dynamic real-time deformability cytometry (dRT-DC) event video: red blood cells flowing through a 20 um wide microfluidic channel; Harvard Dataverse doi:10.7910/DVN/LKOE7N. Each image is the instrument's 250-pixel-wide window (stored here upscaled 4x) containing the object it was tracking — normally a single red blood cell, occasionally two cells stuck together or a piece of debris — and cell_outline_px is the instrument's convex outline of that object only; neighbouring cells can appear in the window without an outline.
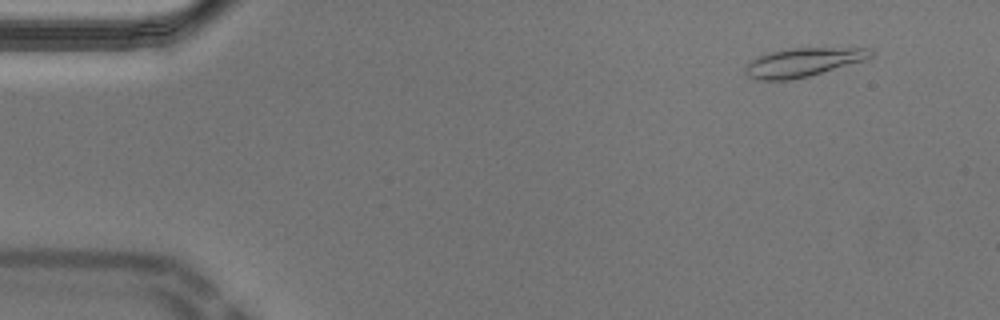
{"species": "Egyptian fruit bat (a non-hibernating species)", "species_latin": "Rousettus aegyptiacus", "temperature_condition": "cold", "stored_images_in_passage": 55, "camera_frame_rate_fps": 3000, "um_per_image_px": 0.085, "animal": {"sex": "male"}, "frame": {"image": 1, "passage_image": 5, "time_ms": 1.333, "image_size_px": [1000, 320], "cell_outline_px": [[872, 56], [864, 60], [808, 76], [788, 80], [760, 80], [748, 76], [744, 72], [744, 68], [756, 56], [768, 52], [792, 48], [872, 48]], "centroid_in_image_um": [68.22, 5.29], "position_along_channel_um": 16.8, "area_um2": 20.75}}
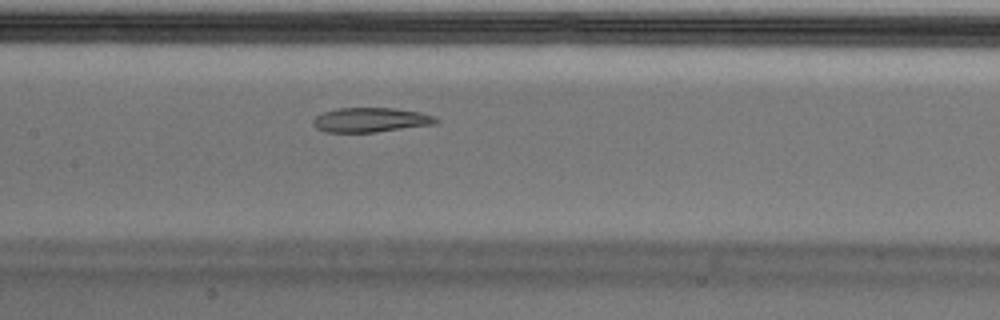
{"frame": {"image": 2, "passage_image": 26, "time_ms": 8.333, "image_size_px": [1000, 320], "cell_outline_px": [[440, 120], [436, 124], [376, 132], [324, 132], [316, 128], [312, 124], [312, 120], [316, 116], [324, 112], [340, 108], [392, 108], [420, 112], [436, 116]], "centroid_in_image_um": [31.52, 10.2], "position_along_channel_um": 175.9, "area_um2": 17.63}}
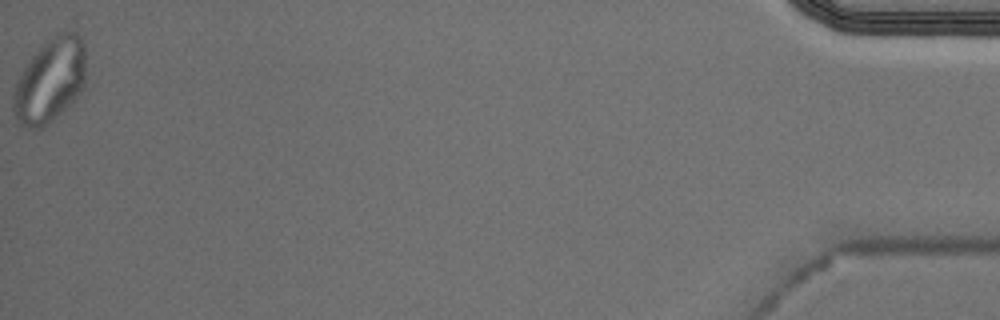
{"frame": {"image": 3, "passage_image": 55, "time_ms": 18.0, "image_size_px": [1000, 320], "cell_outline_px": [[84, 88], [56, 116], [40, 128], [24, 128], [16, 124], [12, 112], [12, 100], [16, 80], [32, 56], [56, 32], [76, 32], [84, 44]], "centroid_in_image_um": [4.2, 6.86], "position_along_channel_um": 431.0, "area_um2": 35.32}, "authors_computed_cell_mechanics": {"area_um2": 20.5768, "velocity_mm_per_s": 3.6477, "shape_relaxation_time_tau1_ms": null, "shape_relaxation_time_tau2_ms": 2.9479, "deformation_change_tau1": null, "deformation_change_tau2": 0.0712}}